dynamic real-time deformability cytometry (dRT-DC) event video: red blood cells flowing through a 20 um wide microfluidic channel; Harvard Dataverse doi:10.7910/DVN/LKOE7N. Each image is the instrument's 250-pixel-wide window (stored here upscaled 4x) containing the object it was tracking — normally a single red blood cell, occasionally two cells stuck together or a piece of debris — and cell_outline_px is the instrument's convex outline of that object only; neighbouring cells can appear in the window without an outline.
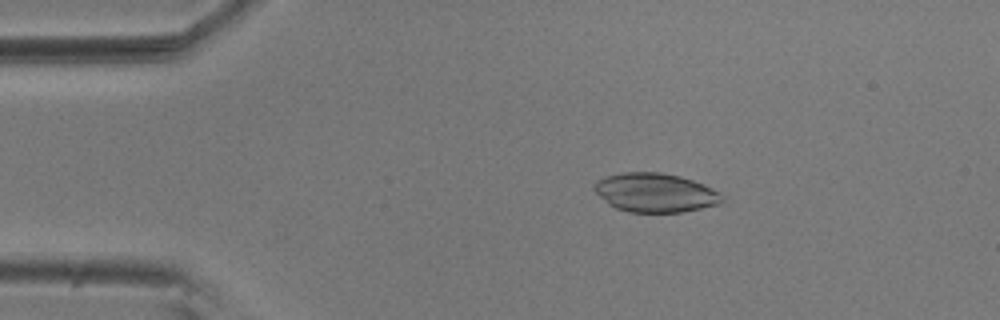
{"species": "common noctule bat (a hibernating species)", "species_latin": "Nyctalus noctula", "temperature_condition": "room temperature", "stored_images_in_passage": 54, "camera_frame_rate_fps": 3000, "um_per_image_px": 0.085, "animal": {"sex": "male", "body_mass_g": 20.5, "forearm_length_mm": 52.5}, "frame": {"image": 1, "passage_image": 9, "time_ms": 2.667, "image_size_px": [1000, 320], "cell_outline_px": [[724, 200], [720, 204], [684, 212], [628, 212], [616, 208], [608, 204], [592, 188], [592, 184], [596, 180], [604, 176], [624, 172], [660, 172], [680, 176], [704, 184], [720, 192], [724, 196]], "centroid_in_image_um": [55.69, 16.37], "position_along_channel_um": 29.3, "area_um2": 29.36}}
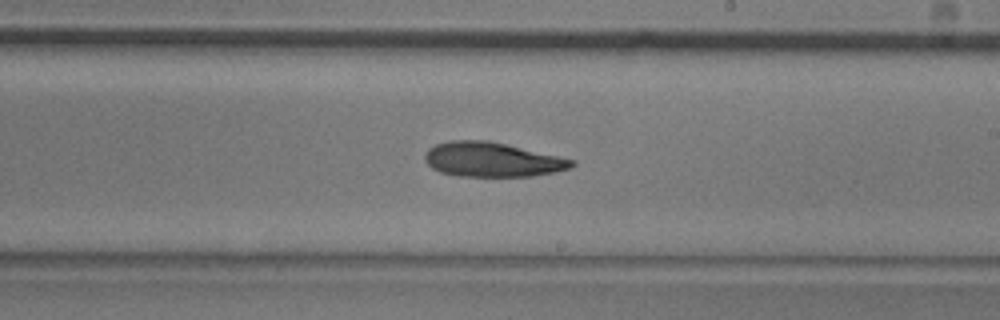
{"frame": {"image": 2, "passage_image": 31, "time_ms": 10.0, "image_size_px": [1000, 320], "cell_outline_px": [[576, 164], [568, 168], [556, 172], [532, 176], [456, 176], [440, 172], [432, 168], [424, 160], [424, 156], [428, 148], [436, 144], [448, 140], [488, 140], [508, 144], [576, 160]], "centroid_in_image_um": [41.82, 13.56], "position_along_channel_um": 247.2, "area_um2": 29.77}}
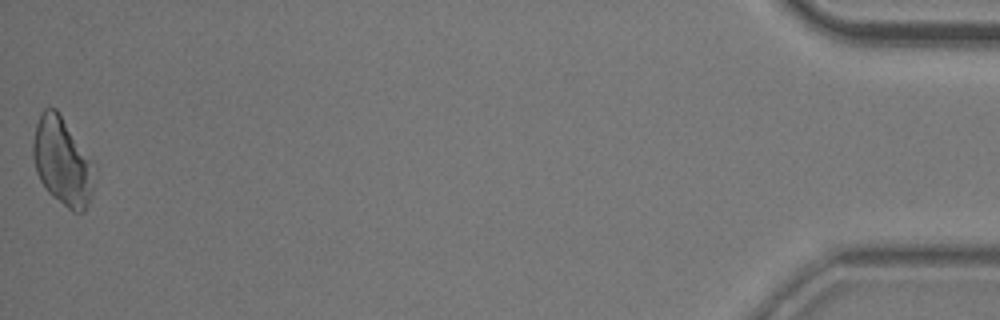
{"frame": {"image": 3, "passage_image": 54, "time_ms": 17.667, "image_size_px": [1000, 320], "cell_outline_px": [[96, 164], [92, 192], [88, 204], [84, 212], [72, 212], [52, 196], [44, 188], [36, 172], [32, 156], [32, 144], [36, 124], [40, 112], [44, 108], [56, 108]], "centroid_in_image_um": [5.3, 13.74], "position_along_channel_um": 429.9, "area_um2": 31.85}, "authors_computed_cell_mechanics": {"area_um2": 29.3913, "velocity_mm_per_s": 3.6603, "shape_relaxation_time_tau1_ms": 4.9475, "shape_relaxation_time_tau2_ms": 6.4025, "deformation_change_tau1": 0.0894, "deformation_change_tau2": 0.1163}}